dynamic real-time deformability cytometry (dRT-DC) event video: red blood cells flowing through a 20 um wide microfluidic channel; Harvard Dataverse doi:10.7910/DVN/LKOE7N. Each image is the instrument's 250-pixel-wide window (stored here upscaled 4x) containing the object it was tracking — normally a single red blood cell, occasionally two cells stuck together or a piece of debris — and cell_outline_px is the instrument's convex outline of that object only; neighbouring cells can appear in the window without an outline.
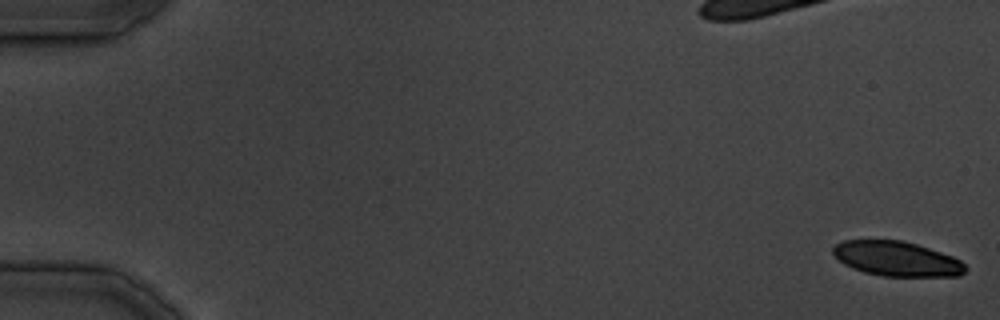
{"species": "common noctule bat (a hibernating species)", "species_latin": "Nyctalus noctula", "temperature_condition": "cold", "stored_images_in_passage": 15, "camera_frame_rate_fps": 3000, "um_per_image_px": 0.085, "animal": {"sex": "male", "body_mass_g": 19.5, "forearm_length_mm": 54.6}, "frame": {"image": 1, "passage_image": 1, "time_ms": 0.0, "image_size_px": [1000, 320], "cell_outline_px": [[968, 268], [960, 276], [884, 276], [864, 272], [852, 268], [844, 264], [832, 252], [832, 248], [836, 244], [844, 240], [904, 240], [952, 256], [960, 260]], "centroid_in_image_um": [76.23, 21.99], "position_along_channel_um": 8.8, "area_um2": 26.7}}